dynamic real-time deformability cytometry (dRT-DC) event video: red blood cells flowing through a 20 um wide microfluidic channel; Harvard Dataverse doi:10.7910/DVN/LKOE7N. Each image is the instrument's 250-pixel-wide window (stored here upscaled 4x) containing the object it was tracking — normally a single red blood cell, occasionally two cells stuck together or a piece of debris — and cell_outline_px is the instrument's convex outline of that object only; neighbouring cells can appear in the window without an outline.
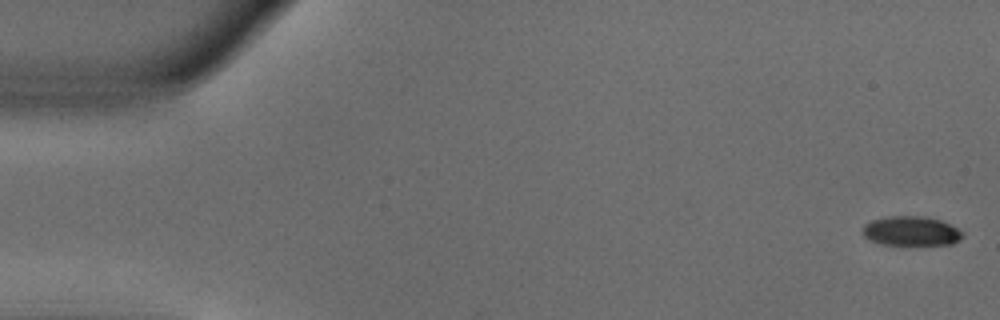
{"species": "common noctule bat (a hibernating species)", "species_latin": "Nyctalus noctula", "temperature_condition": "warm", "stored_images_in_passage": 53, "camera_frame_rate_fps": 3000, "um_per_image_px": 0.085, "animal": {"sex": "male", "body_mass_g": 18.8}, "frame": {"image": 1, "passage_image": 1, "time_ms": 0.0, "image_size_px": [1000, 320], "cell_outline_px": [[964, 236], [960, 240], [952, 244], [880, 244], [868, 240], [860, 232], [860, 228], [864, 224], [872, 220], [888, 216], [924, 216], [940, 220], [964, 232]], "centroid_in_image_um": [77.4, 19.63], "position_along_channel_um": 7.6, "area_um2": 17.28}}
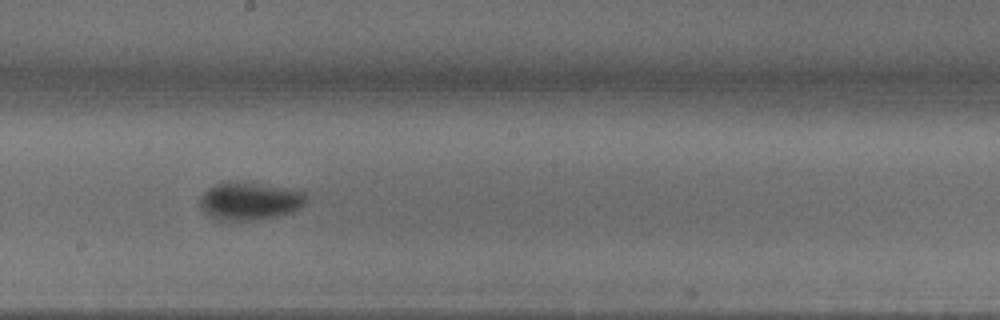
{"frame": {"image": 2, "passage_image": 29, "time_ms": 9.333, "image_size_px": [1000, 320], "cell_outline_px": [[304, 204], [300, 208], [292, 212], [280, 216], [256, 220], [220, 220], [208, 216], [200, 204], [200, 200], [204, 192], [208, 188], [216, 184], [236, 180], [264, 184], [288, 188], [304, 192]], "centroid_in_image_um": [21.22, 17.08], "position_along_channel_um": 227.0, "area_um2": 23.47}}
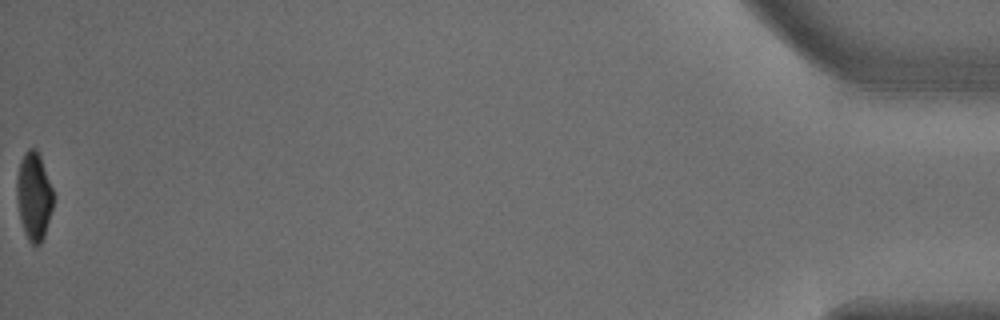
{"frame": {"image": 3, "passage_image": 53, "time_ms": 17.333, "image_size_px": [1000, 320], "cell_outline_px": [[52, 208], [44, 236], [40, 244], [32, 244], [28, 240], [24, 232], [20, 220], [16, 196], [16, 180], [20, 164], [24, 152], [28, 148], [36, 148], [40, 156], [52, 188]], "centroid_in_image_um": [2.86, 16.67], "position_along_channel_um": 432.3, "area_um2": 18.5}, "authors_computed_cell_mechanics": {"area_um2": 21.097, "velocity_mm_per_s": 3.8246, "shape_relaxation_time_tau1_ms": 2.9586, "shape_relaxation_time_tau2_ms": null, "deformation_change_tau1": 0.1484, "deformation_change_tau2": null}}